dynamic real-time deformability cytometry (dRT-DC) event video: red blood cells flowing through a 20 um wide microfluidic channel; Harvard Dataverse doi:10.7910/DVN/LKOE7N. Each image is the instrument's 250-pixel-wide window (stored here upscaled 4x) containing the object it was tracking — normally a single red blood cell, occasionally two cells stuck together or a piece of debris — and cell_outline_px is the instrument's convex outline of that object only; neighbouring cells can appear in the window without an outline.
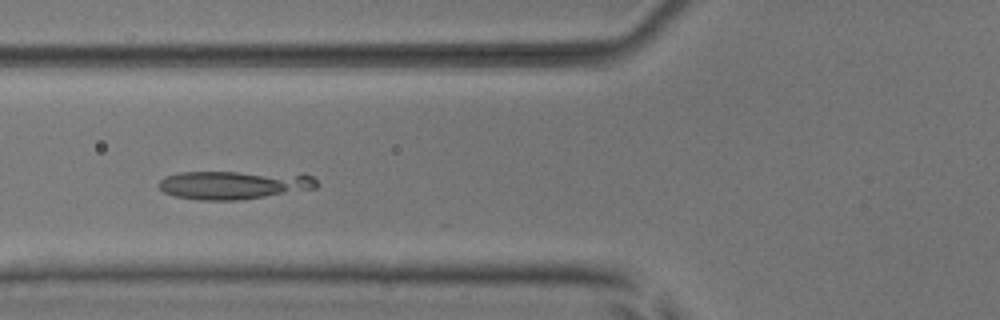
{"species": "common noctule bat (a hibernating species)", "species_latin": "Nyctalus noctula", "temperature_condition": "room temperature", "stored_images_in_passage": 7, "camera_frame_rate_fps": 3000, "um_per_image_px": 0.085, "animal": {"sex": "male", "body_mass_g": 17.9, "forearm_length_mm": 54.2}, "frame": {"image": 1, "passage_image": 5, "time_ms": 4.667, "image_size_px": [1000, 320], "cell_outline_px": [[320, 184], [316, 188], [240, 200], [196, 200], [176, 196], [164, 192], [156, 184], [164, 176], [180, 172], [304, 172], [312, 176]], "centroid_in_image_um": [19.94, 15.69], "position_along_channel_um": 105.9, "area_um2": 26.7}}
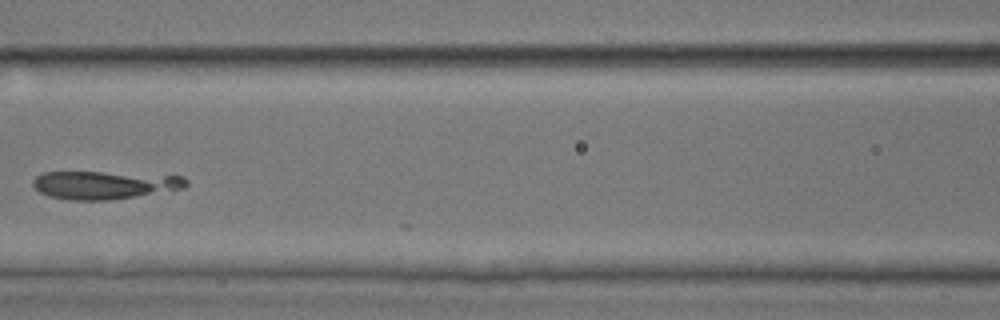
{"frame": {"image": 2, "passage_image": 6, "time_ms": 6.0, "image_size_px": [1000, 320], "cell_outline_px": [[188, 184], [184, 188], [112, 200], [68, 200], [48, 196], [40, 192], [32, 184], [32, 180], [36, 176], [44, 172], [100, 172], [184, 176], [188, 180]], "centroid_in_image_um": [8.86, 15.72], "position_along_channel_um": 157.7, "area_um2": 25.03}}